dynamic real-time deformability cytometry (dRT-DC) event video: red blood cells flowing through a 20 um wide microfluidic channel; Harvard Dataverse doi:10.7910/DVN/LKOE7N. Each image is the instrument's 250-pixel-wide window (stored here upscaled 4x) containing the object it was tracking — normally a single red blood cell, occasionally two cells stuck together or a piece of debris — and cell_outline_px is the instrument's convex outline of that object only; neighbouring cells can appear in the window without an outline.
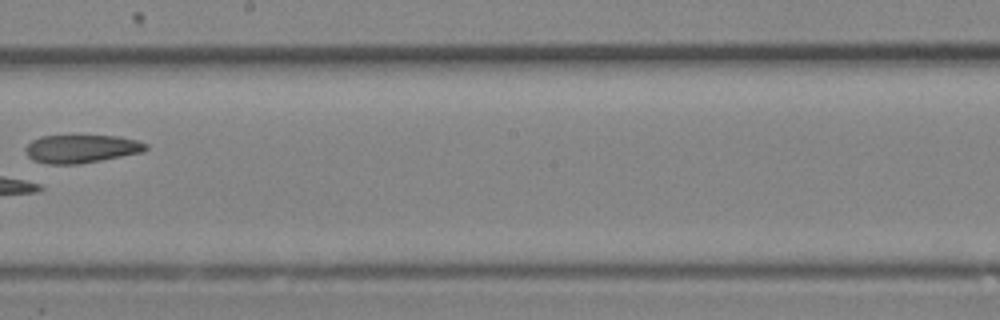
{"species": "Egyptian fruit bat (a non-hibernating species)", "species_latin": "Rousettus aegyptiacus", "temperature_condition": "room temperature", "stored_images_in_passage": 20, "camera_frame_rate_fps": 3000, "um_per_image_px": 0.085, "animal": {"sex": "female"}, "frame": {"image": 1, "passage_image": 12, "time_ms": 3.667, "image_size_px": [1000, 320], "cell_outline_px": [[148, 148], [144, 152], [80, 164], [48, 164], [32, 160], [28, 156], [24, 148], [32, 140], [40, 136], [116, 136], [136, 140], [148, 144]], "centroid_in_image_um": [6.91, 12.65], "position_along_channel_um": 241.3, "area_um2": 19.77}}